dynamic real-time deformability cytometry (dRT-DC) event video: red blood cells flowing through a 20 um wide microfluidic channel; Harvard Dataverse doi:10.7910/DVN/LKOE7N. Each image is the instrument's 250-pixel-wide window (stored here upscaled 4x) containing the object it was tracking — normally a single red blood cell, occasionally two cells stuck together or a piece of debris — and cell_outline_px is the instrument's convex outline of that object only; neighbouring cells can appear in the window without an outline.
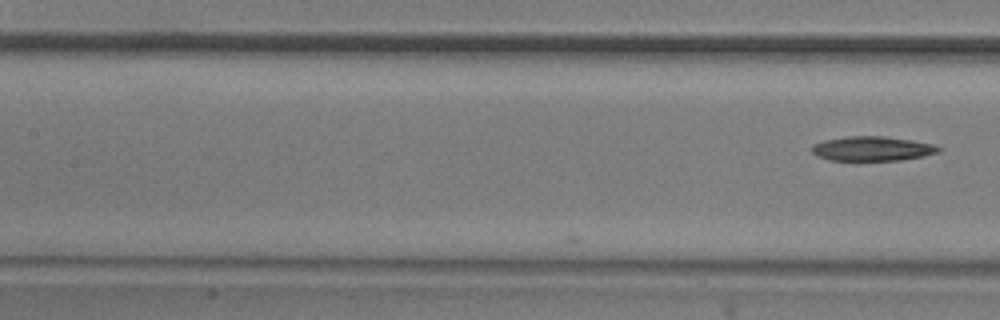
{"species": "common noctule bat (a hibernating species)", "species_latin": "Nyctalus noctula", "temperature_condition": "room temperature", "stored_images_in_passage": 8, "camera_frame_rate_fps": 3000, "um_per_image_px": 0.085, "animal": {"sex": "male", "body_mass_g": 20.5, "forearm_length_mm": 52.5}, "frame": {"image": 1, "passage_image": 8, "time_ms": 2.333, "image_size_px": [1000, 320], "cell_outline_px": [[940, 152], [924, 156], [900, 160], [828, 160], [816, 156], [812, 152], [812, 144], [824, 140], [848, 136], [884, 136], [912, 140], [932, 144], [940, 148]], "centroid_in_image_um": [74.11, 12.63], "position_along_channel_um": 133.3, "area_um2": 18.09}}